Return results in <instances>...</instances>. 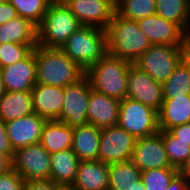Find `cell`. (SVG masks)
<instances>
[{
  "mask_svg": "<svg viewBox=\"0 0 190 190\" xmlns=\"http://www.w3.org/2000/svg\"><path fill=\"white\" fill-rule=\"evenodd\" d=\"M34 112L46 120H57L63 107L65 87L35 84L32 91Z\"/></svg>",
  "mask_w": 190,
  "mask_h": 190,
  "instance_id": "18",
  "label": "cell"
},
{
  "mask_svg": "<svg viewBox=\"0 0 190 190\" xmlns=\"http://www.w3.org/2000/svg\"><path fill=\"white\" fill-rule=\"evenodd\" d=\"M141 170L131 161L109 165L108 190H130L141 179Z\"/></svg>",
  "mask_w": 190,
  "mask_h": 190,
  "instance_id": "27",
  "label": "cell"
},
{
  "mask_svg": "<svg viewBox=\"0 0 190 190\" xmlns=\"http://www.w3.org/2000/svg\"><path fill=\"white\" fill-rule=\"evenodd\" d=\"M190 122V95L164 99L158 111L159 131H169L171 128Z\"/></svg>",
  "mask_w": 190,
  "mask_h": 190,
  "instance_id": "21",
  "label": "cell"
},
{
  "mask_svg": "<svg viewBox=\"0 0 190 190\" xmlns=\"http://www.w3.org/2000/svg\"><path fill=\"white\" fill-rule=\"evenodd\" d=\"M59 186L50 179L29 180L25 182L24 190H57Z\"/></svg>",
  "mask_w": 190,
  "mask_h": 190,
  "instance_id": "36",
  "label": "cell"
},
{
  "mask_svg": "<svg viewBox=\"0 0 190 190\" xmlns=\"http://www.w3.org/2000/svg\"><path fill=\"white\" fill-rule=\"evenodd\" d=\"M8 0H0V3H5L7 2Z\"/></svg>",
  "mask_w": 190,
  "mask_h": 190,
  "instance_id": "47",
  "label": "cell"
},
{
  "mask_svg": "<svg viewBox=\"0 0 190 190\" xmlns=\"http://www.w3.org/2000/svg\"><path fill=\"white\" fill-rule=\"evenodd\" d=\"M120 100L91 90L87 107L88 124L98 128L115 126L118 123Z\"/></svg>",
  "mask_w": 190,
  "mask_h": 190,
  "instance_id": "17",
  "label": "cell"
},
{
  "mask_svg": "<svg viewBox=\"0 0 190 190\" xmlns=\"http://www.w3.org/2000/svg\"><path fill=\"white\" fill-rule=\"evenodd\" d=\"M60 49L86 71L107 53V32L95 26H81Z\"/></svg>",
  "mask_w": 190,
  "mask_h": 190,
  "instance_id": "4",
  "label": "cell"
},
{
  "mask_svg": "<svg viewBox=\"0 0 190 190\" xmlns=\"http://www.w3.org/2000/svg\"><path fill=\"white\" fill-rule=\"evenodd\" d=\"M72 186L76 190H108L109 165L100 160L80 161Z\"/></svg>",
  "mask_w": 190,
  "mask_h": 190,
  "instance_id": "19",
  "label": "cell"
},
{
  "mask_svg": "<svg viewBox=\"0 0 190 190\" xmlns=\"http://www.w3.org/2000/svg\"><path fill=\"white\" fill-rule=\"evenodd\" d=\"M106 32L107 53L132 64L152 45L137 21L124 18L116 11Z\"/></svg>",
  "mask_w": 190,
  "mask_h": 190,
  "instance_id": "1",
  "label": "cell"
},
{
  "mask_svg": "<svg viewBox=\"0 0 190 190\" xmlns=\"http://www.w3.org/2000/svg\"><path fill=\"white\" fill-rule=\"evenodd\" d=\"M177 174V168H154L143 171L141 180L146 190H166Z\"/></svg>",
  "mask_w": 190,
  "mask_h": 190,
  "instance_id": "32",
  "label": "cell"
},
{
  "mask_svg": "<svg viewBox=\"0 0 190 190\" xmlns=\"http://www.w3.org/2000/svg\"><path fill=\"white\" fill-rule=\"evenodd\" d=\"M6 90H5V87H4V82H3V79H2V74L0 72V99L3 97V95L5 94Z\"/></svg>",
  "mask_w": 190,
  "mask_h": 190,
  "instance_id": "45",
  "label": "cell"
},
{
  "mask_svg": "<svg viewBox=\"0 0 190 190\" xmlns=\"http://www.w3.org/2000/svg\"><path fill=\"white\" fill-rule=\"evenodd\" d=\"M176 138L186 142L190 146V122L185 123L169 130Z\"/></svg>",
  "mask_w": 190,
  "mask_h": 190,
  "instance_id": "38",
  "label": "cell"
},
{
  "mask_svg": "<svg viewBox=\"0 0 190 190\" xmlns=\"http://www.w3.org/2000/svg\"><path fill=\"white\" fill-rule=\"evenodd\" d=\"M162 135L163 144L171 165L179 169L190 155V146L170 131H159Z\"/></svg>",
  "mask_w": 190,
  "mask_h": 190,
  "instance_id": "30",
  "label": "cell"
},
{
  "mask_svg": "<svg viewBox=\"0 0 190 190\" xmlns=\"http://www.w3.org/2000/svg\"><path fill=\"white\" fill-rule=\"evenodd\" d=\"M18 43L29 46L32 50L38 45L37 26L21 16L0 25V44Z\"/></svg>",
  "mask_w": 190,
  "mask_h": 190,
  "instance_id": "22",
  "label": "cell"
},
{
  "mask_svg": "<svg viewBox=\"0 0 190 190\" xmlns=\"http://www.w3.org/2000/svg\"><path fill=\"white\" fill-rule=\"evenodd\" d=\"M184 59L190 65V35L188 36V38L186 40V44L184 46Z\"/></svg>",
  "mask_w": 190,
  "mask_h": 190,
  "instance_id": "42",
  "label": "cell"
},
{
  "mask_svg": "<svg viewBox=\"0 0 190 190\" xmlns=\"http://www.w3.org/2000/svg\"><path fill=\"white\" fill-rule=\"evenodd\" d=\"M35 113L31 92L6 91L0 99V118L11 121Z\"/></svg>",
  "mask_w": 190,
  "mask_h": 190,
  "instance_id": "25",
  "label": "cell"
},
{
  "mask_svg": "<svg viewBox=\"0 0 190 190\" xmlns=\"http://www.w3.org/2000/svg\"><path fill=\"white\" fill-rule=\"evenodd\" d=\"M12 168L25 180L49 179L50 154L41 143L17 149L12 159Z\"/></svg>",
  "mask_w": 190,
  "mask_h": 190,
  "instance_id": "8",
  "label": "cell"
},
{
  "mask_svg": "<svg viewBox=\"0 0 190 190\" xmlns=\"http://www.w3.org/2000/svg\"><path fill=\"white\" fill-rule=\"evenodd\" d=\"M32 49L25 44L2 43L0 44V67L11 65L24 59Z\"/></svg>",
  "mask_w": 190,
  "mask_h": 190,
  "instance_id": "33",
  "label": "cell"
},
{
  "mask_svg": "<svg viewBox=\"0 0 190 190\" xmlns=\"http://www.w3.org/2000/svg\"><path fill=\"white\" fill-rule=\"evenodd\" d=\"M46 119L36 113L6 122V131L14 151L40 143Z\"/></svg>",
  "mask_w": 190,
  "mask_h": 190,
  "instance_id": "16",
  "label": "cell"
},
{
  "mask_svg": "<svg viewBox=\"0 0 190 190\" xmlns=\"http://www.w3.org/2000/svg\"><path fill=\"white\" fill-rule=\"evenodd\" d=\"M91 85L84 75L77 82L65 87L63 107L58 121L66 123L71 128L84 126L87 121Z\"/></svg>",
  "mask_w": 190,
  "mask_h": 190,
  "instance_id": "9",
  "label": "cell"
},
{
  "mask_svg": "<svg viewBox=\"0 0 190 190\" xmlns=\"http://www.w3.org/2000/svg\"><path fill=\"white\" fill-rule=\"evenodd\" d=\"M130 190H146L143 184V181L140 179L139 181L134 182V185Z\"/></svg>",
  "mask_w": 190,
  "mask_h": 190,
  "instance_id": "43",
  "label": "cell"
},
{
  "mask_svg": "<svg viewBox=\"0 0 190 190\" xmlns=\"http://www.w3.org/2000/svg\"><path fill=\"white\" fill-rule=\"evenodd\" d=\"M36 84L66 87L80 80L85 71L60 48H35Z\"/></svg>",
  "mask_w": 190,
  "mask_h": 190,
  "instance_id": "2",
  "label": "cell"
},
{
  "mask_svg": "<svg viewBox=\"0 0 190 190\" xmlns=\"http://www.w3.org/2000/svg\"><path fill=\"white\" fill-rule=\"evenodd\" d=\"M18 16L16 9L9 2L0 3V25Z\"/></svg>",
  "mask_w": 190,
  "mask_h": 190,
  "instance_id": "37",
  "label": "cell"
},
{
  "mask_svg": "<svg viewBox=\"0 0 190 190\" xmlns=\"http://www.w3.org/2000/svg\"><path fill=\"white\" fill-rule=\"evenodd\" d=\"M6 91L31 92L36 84L35 49L24 59L1 68Z\"/></svg>",
  "mask_w": 190,
  "mask_h": 190,
  "instance_id": "15",
  "label": "cell"
},
{
  "mask_svg": "<svg viewBox=\"0 0 190 190\" xmlns=\"http://www.w3.org/2000/svg\"><path fill=\"white\" fill-rule=\"evenodd\" d=\"M14 152L6 131V122L0 118V153L6 155L12 161Z\"/></svg>",
  "mask_w": 190,
  "mask_h": 190,
  "instance_id": "35",
  "label": "cell"
},
{
  "mask_svg": "<svg viewBox=\"0 0 190 190\" xmlns=\"http://www.w3.org/2000/svg\"><path fill=\"white\" fill-rule=\"evenodd\" d=\"M137 24L151 44L185 45L189 36L177 23L157 14L140 19Z\"/></svg>",
  "mask_w": 190,
  "mask_h": 190,
  "instance_id": "14",
  "label": "cell"
},
{
  "mask_svg": "<svg viewBox=\"0 0 190 190\" xmlns=\"http://www.w3.org/2000/svg\"><path fill=\"white\" fill-rule=\"evenodd\" d=\"M12 168V161L4 154L0 153V175Z\"/></svg>",
  "mask_w": 190,
  "mask_h": 190,
  "instance_id": "40",
  "label": "cell"
},
{
  "mask_svg": "<svg viewBox=\"0 0 190 190\" xmlns=\"http://www.w3.org/2000/svg\"><path fill=\"white\" fill-rule=\"evenodd\" d=\"M73 128L58 120H46L40 143L49 154L72 148Z\"/></svg>",
  "mask_w": 190,
  "mask_h": 190,
  "instance_id": "23",
  "label": "cell"
},
{
  "mask_svg": "<svg viewBox=\"0 0 190 190\" xmlns=\"http://www.w3.org/2000/svg\"><path fill=\"white\" fill-rule=\"evenodd\" d=\"M57 190H76L73 186L60 185Z\"/></svg>",
  "mask_w": 190,
  "mask_h": 190,
  "instance_id": "46",
  "label": "cell"
},
{
  "mask_svg": "<svg viewBox=\"0 0 190 190\" xmlns=\"http://www.w3.org/2000/svg\"><path fill=\"white\" fill-rule=\"evenodd\" d=\"M66 6L83 26L105 30L116 11L115 0H70Z\"/></svg>",
  "mask_w": 190,
  "mask_h": 190,
  "instance_id": "12",
  "label": "cell"
},
{
  "mask_svg": "<svg viewBox=\"0 0 190 190\" xmlns=\"http://www.w3.org/2000/svg\"><path fill=\"white\" fill-rule=\"evenodd\" d=\"M136 140L118 125L102 128L98 160L108 165L131 160Z\"/></svg>",
  "mask_w": 190,
  "mask_h": 190,
  "instance_id": "10",
  "label": "cell"
},
{
  "mask_svg": "<svg viewBox=\"0 0 190 190\" xmlns=\"http://www.w3.org/2000/svg\"><path fill=\"white\" fill-rule=\"evenodd\" d=\"M127 97L159 111L164 101L163 85L136 65L131 64L127 79Z\"/></svg>",
  "mask_w": 190,
  "mask_h": 190,
  "instance_id": "11",
  "label": "cell"
},
{
  "mask_svg": "<svg viewBox=\"0 0 190 190\" xmlns=\"http://www.w3.org/2000/svg\"><path fill=\"white\" fill-rule=\"evenodd\" d=\"M156 14L177 23L190 35V0H156Z\"/></svg>",
  "mask_w": 190,
  "mask_h": 190,
  "instance_id": "26",
  "label": "cell"
},
{
  "mask_svg": "<svg viewBox=\"0 0 190 190\" xmlns=\"http://www.w3.org/2000/svg\"><path fill=\"white\" fill-rule=\"evenodd\" d=\"M16 9L18 16L28 19L34 25L38 26L47 9L49 2L47 0H8Z\"/></svg>",
  "mask_w": 190,
  "mask_h": 190,
  "instance_id": "31",
  "label": "cell"
},
{
  "mask_svg": "<svg viewBox=\"0 0 190 190\" xmlns=\"http://www.w3.org/2000/svg\"><path fill=\"white\" fill-rule=\"evenodd\" d=\"M162 85L163 99L190 95V65L188 62L183 59Z\"/></svg>",
  "mask_w": 190,
  "mask_h": 190,
  "instance_id": "28",
  "label": "cell"
},
{
  "mask_svg": "<svg viewBox=\"0 0 190 190\" xmlns=\"http://www.w3.org/2000/svg\"><path fill=\"white\" fill-rule=\"evenodd\" d=\"M25 180L13 169L0 175V190H24Z\"/></svg>",
  "mask_w": 190,
  "mask_h": 190,
  "instance_id": "34",
  "label": "cell"
},
{
  "mask_svg": "<svg viewBox=\"0 0 190 190\" xmlns=\"http://www.w3.org/2000/svg\"><path fill=\"white\" fill-rule=\"evenodd\" d=\"M83 26L66 5H49L37 26V42L47 48H61Z\"/></svg>",
  "mask_w": 190,
  "mask_h": 190,
  "instance_id": "5",
  "label": "cell"
},
{
  "mask_svg": "<svg viewBox=\"0 0 190 190\" xmlns=\"http://www.w3.org/2000/svg\"><path fill=\"white\" fill-rule=\"evenodd\" d=\"M178 173L184 176L190 182V155L187 157L183 165L178 169Z\"/></svg>",
  "mask_w": 190,
  "mask_h": 190,
  "instance_id": "41",
  "label": "cell"
},
{
  "mask_svg": "<svg viewBox=\"0 0 190 190\" xmlns=\"http://www.w3.org/2000/svg\"><path fill=\"white\" fill-rule=\"evenodd\" d=\"M184 46L152 44L133 64L163 84L184 59Z\"/></svg>",
  "mask_w": 190,
  "mask_h": 190,
  "instance_id": "6",
  "label": "cell"
},
{
  "mask_svg": "<svg viewBox=\"0 0 190 190\" xmlns=\"http://www.w3.org/2000/svg\"><path fill=\"white\" fill-rule=\"evenodd\" d=\"M115 9L120 16L138 21L156 14V0H115Z\"/></svg>",
  "mask_w": 190,
  "mask_h": 190,
  "instance_id": "29",
  "label": "cell"
},
{
  "mask_svg": "<svg viewBox=\"0 0 190 190\" xmlns=\"http://www.w3.org/2000/svg\"><path fill=\"white\" fill-rule=\"evenodd\" d=\"M49 5H66L70 0H47Z\"/></svg>",
  "mask_w": 190,
  "mask_h": 190,
  "instance_id": "44",
  "label": "cell"
},
{
  "mask_svg": "<svg viewBox=\"0 0 190 190\" xmlns=\"http://www.w3.org/2000/svg\"><path fill=\"white\" fill-rule=\"evenodd\" d=\"M131 161L141 172L154 168H175L168 159L159 132L136 140Z\"/></svg>",
  "mask_w": 190,
  "mask_h": 190,
  "instance_id": "13",
  "label": "cell"
},
{
  "mask_svg": "<svg viewBox=\"0 0 190 190\" xmlns=\"http://www.w3.org/2000/svg\"><path fill=\"white\" fill-rule=\"evenodd\" d=\"M50 180L58 185L72 186L75 181L80 160L72 149H65L50 154Z\"/></svg>",
  "mask_w": 190,
  "mask_h": 190,
  "instance_id": "24",
  "label": "cell"
},
{
  "mask_svg": "<svg viewBox=\"0 0 190 190\" xmlns=\"http://www.w3.org/2000/svg\"><path fill=\"white\" fill-rule=\"evenodd\" d=\"M190 182L179 173L172 179L166 190H189Z\"/></svg>",
  "mask_w": 190,
  "mask_h": 190,
  "instance_id": "39",
  "label": "cell"
},
{
  "mask_svg": "<svg viewBox=\"0 0 190 190\" xmlns=\"http://www.w3.org/2000/svg\"><path fill=\"white\" fill-rule=\"evenodd\" d=\"M101 128L86 124L73 128V153L80 161L99 159Z\"/></svg>",
  "mask_w": 190,
  "mask_h": 190,
  "instance_id": "20",
  "label": "cell"
},
{
  "mask_svg": "<svg viewBox=\"0 0 190 190\" xmlns=\"http://www.w3.org/2000/svg\"><path fill=\"white\" fill-rule=\"evenodd\" d=\"M117 125L136 139L157 134L159 132L158 111L126 97L120 100Z\"/></svg>",
  "mask_w": 190,
  "mask_h": 190,
  "instance_id": "7",
  "label": "cell"
},
{
  "mask_svg": "<svg viewBox=\"0 0 190 190\" xmlns=\"http://www.w3.org/2000/svg\"><path fill=\"white\" fill-rule=\"evenodd\" d=\"M132 63L106 53L85 71L91 88L119 100L127 97V79Z\"/></svg>",
  "mask_w": 190,
  "mask_h": 190,
  "instance_id": "3",
  "label": "cell"
}]
</instances>
